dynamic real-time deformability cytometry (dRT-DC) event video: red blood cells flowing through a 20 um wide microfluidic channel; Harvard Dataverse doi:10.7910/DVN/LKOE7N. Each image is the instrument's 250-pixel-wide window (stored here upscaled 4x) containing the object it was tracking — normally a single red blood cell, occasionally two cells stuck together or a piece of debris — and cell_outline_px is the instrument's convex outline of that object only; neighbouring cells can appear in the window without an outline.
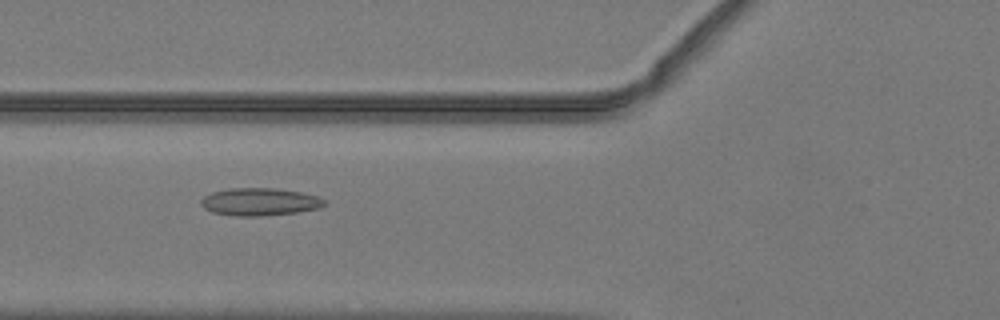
{"species": "common noctule bat (a hibernating species)", "species_latin": "Nyctalus noctula", "temperature_condition": "warm", "stored_images_in_passage": 33, "camera_frame_rate_fps": 3000, "um_per_image_px": 0.085, "animal": {"sex": "male", "body_mass_g": 19.2, "forearm_length_mm": 51.8}, "frame": {"image": 1, "passage_image": 17, "time_ms": 5.333, "image_size_px": [1000, 320], "cell_outline_px": [[328, 204], [320, 208], [296, 212], [260, 216], [232, 216], [212, 212], [204, 208], [200, 204], [200, 200], [204, 196], [212, 192], [228, 188], [276, 188], [300, 192], [320, 196]], "centroid_in_image_um": [22.08, 17.15], "position_along_channel_um": 103.7, "area_um2": 20.06}}
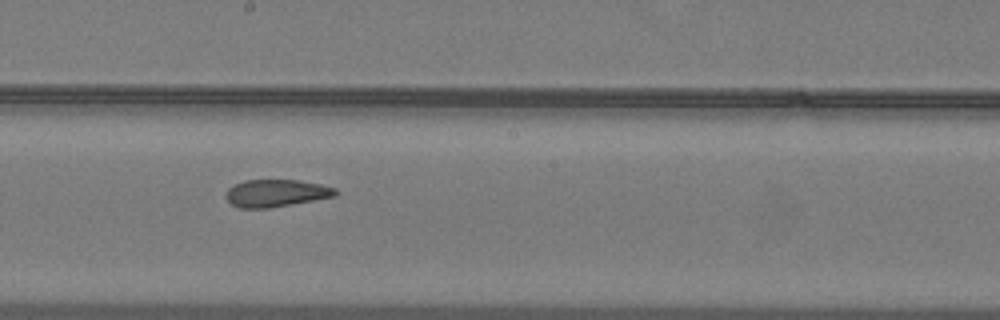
{"frame": {"image": 2, "passage_image": 26, "time_ms": 8.333, "image_size_px": [1000, 320], "cell_outline_px": [[340, 192], [336, 196], [268, 208], [240, 208], [232, 204], [228, 200], [228, 188], [244, 180], [300, 180], [320, 184], [336, 188]], "centroid_in_image_um": [23.52, 16.41], "position_along_channel_um": 224.7, "area_um2": 17.28}}
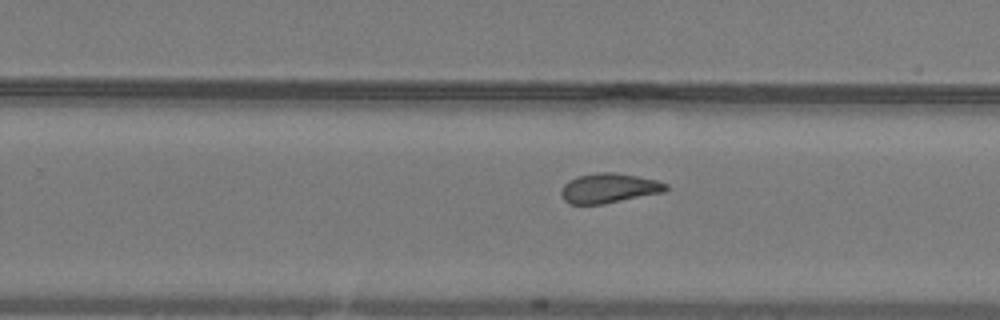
{"frame": {"image": 3, "passage_image": 30, "time_ms": 9.667, "image_size_px": [1000, 320], "cell_outline_px": [[668, 188], [664, 192], [604, 204], [568, 204], [560, 196], [560, 192], [564, 184], [568, 180], [576, 176], [596, 172], [612, 172], [636, 176], [656, 180], [668, 184]], "centroid_in_image_um": [51.72, 16.0], "position_along_channel_um": 278.1, "area_um2": 18.26}}